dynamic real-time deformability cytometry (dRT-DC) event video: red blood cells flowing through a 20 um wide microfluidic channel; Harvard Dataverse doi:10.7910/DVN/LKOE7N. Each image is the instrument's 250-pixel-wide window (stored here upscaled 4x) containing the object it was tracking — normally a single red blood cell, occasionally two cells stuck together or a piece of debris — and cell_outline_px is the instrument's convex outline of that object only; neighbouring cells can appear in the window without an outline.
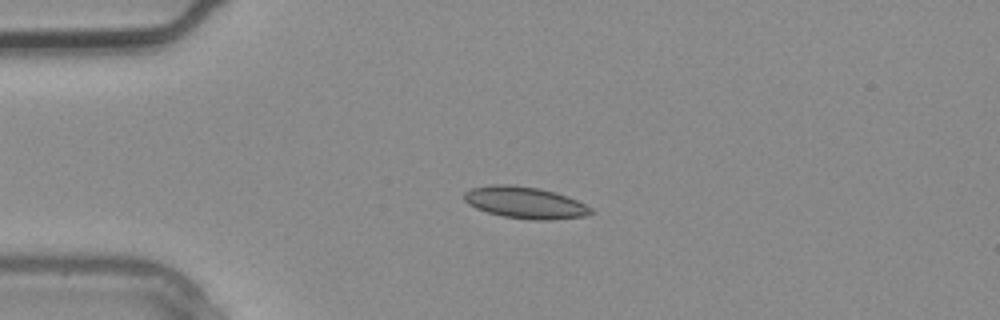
{"species": "common noctule bat (a hibernating species)", "species_latin": "Nyctalus noctula", "temperature_condition": "warm", "stored_images_in_passage": 2, "camera_frame_rate_fps": 3000, "um_per_image_px": 0.085, "animal": {"sex": "male", "body_mass_g": 20.4}, "frame": {"image": 1, "passage_image": 1, "time_ms": 0.0, "image_size_px": [1000, 320], "cell_outline_px": [[592, 212], [584, 216], [548, 220], [532, 220], [504, 216], [488, 212], [476, 208], [468, 204], [464, 200], [464, 192], [472, 188], [492, 184], [516, 184], [540, 188], [556, 192], [568, 196], [592, 208]], "centroid_in_image_um": [44.61, 17.2], "position_along_channel_um": 40.4, "area_um2": 23.47}}
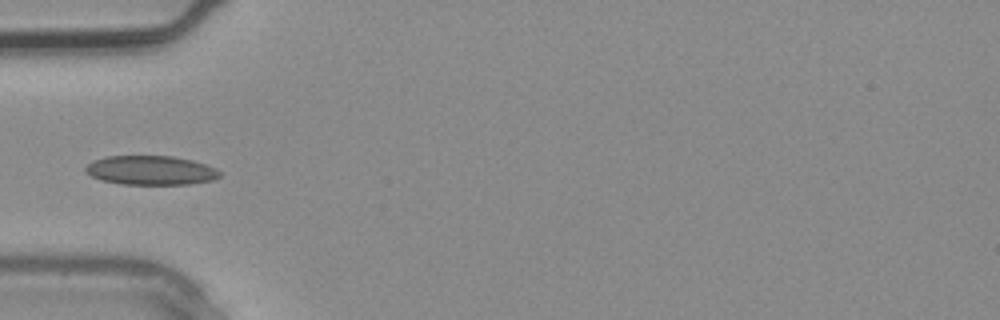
{"frame": {"image": 2, "passage_image": 2, "time_ms": 0.333, "image_size_px": [1000, 320], "cell_outline_px": [[220, 176], [212, 180], [188, 184], [120, 184], [100, 180], [84, 172], [84, 168], [92, 160], [104, 156], [172, 156], [192, 160], [216, 168], [220, 172]], "centroid_in_image_um": [12.76, 14.47], "position_along_channel_um": 72.2, "area_um2": 22.89}}